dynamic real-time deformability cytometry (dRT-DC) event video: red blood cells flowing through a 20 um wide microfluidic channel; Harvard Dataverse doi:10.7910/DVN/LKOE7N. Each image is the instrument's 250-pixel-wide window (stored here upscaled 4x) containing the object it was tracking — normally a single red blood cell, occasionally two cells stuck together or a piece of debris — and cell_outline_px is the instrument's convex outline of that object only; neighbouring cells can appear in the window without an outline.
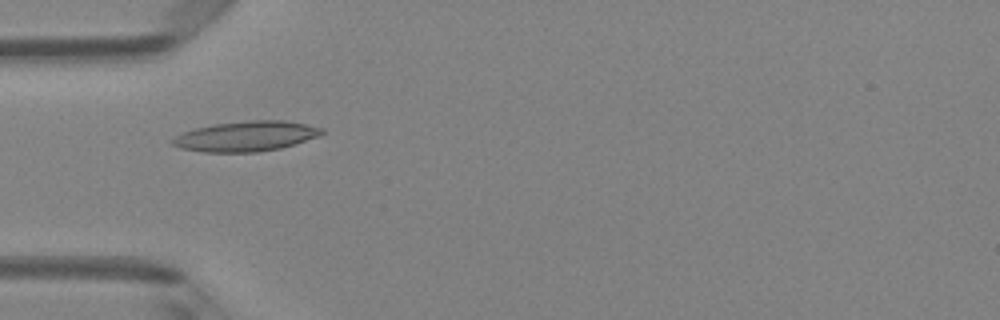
{"species": "Egyptian fruit bat (a non-hibernating species)", "species_latin": "Rousettus aegyptiacus", "temperature_condition": "room temperature", "stored_images_in_passage": 6, "camera_frame_rate_fps": 3000, "um_per_image_px": 0.085, "animal": {"sex": "female"}, "frame": {"image": 1, "passage_image": 3, "time_ms": 0.667, "image_size_px": [1000, 320], "cell_outline_px": [[324, 132], [320, 136], [296, 144], [280, 148], [260, 152], [204, 152], [180, 148], [172, 144], [172, 140], [176, 136], [184, 132], [196, 128], [212, 124], [252, 120], [284, 120], [324, 128]], "centroid_in_image_um": [20.95, 11.58], "position_along_channel_um": 64.0, "area_um2": 26.24}}
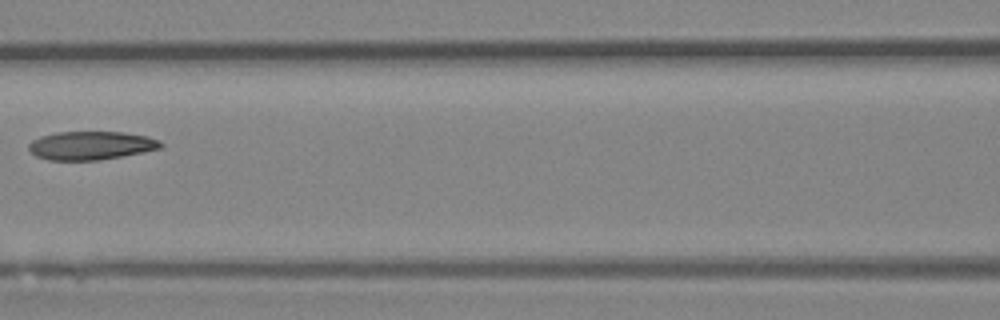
{"frame": {"image": 2, "passage_image": 5, "time_ms": 1.333, "image_size_px": [1000, 320], "cell_outline_px": [[164, 144], [160, 148], [144, 152], [100, 160], [48, 160], [36, 156], [28, 148], [28, 144], [32, 140], [40, 136], [56, 132], [124, 132], [148, 136], [160, 140]], "centroid_in_image_um": [7.74, 12.36], "position_along_channel_um": 158.9, "area_um2": 22.02}}
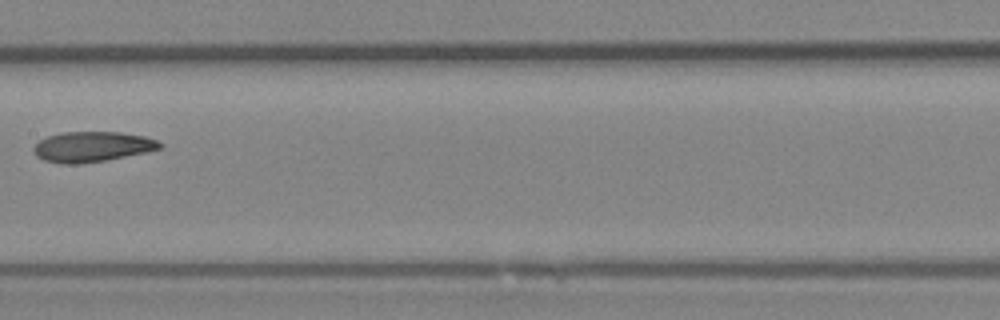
{"frame": {"image": 3, "passage_image": 6, "time_ms": 1.667, "image_size_px": [1000, 320], "cell_outline_px": [[164, 148], [148, 152], [104, 160], [76, 164], [60, 164], [44, 160], [36, 156], [32, 148], [40, 140], [48, 136], [64, 132], [120, 132], [144, 136], [156, 140], [164, 144]], "centroid_in_image_um": [7.86, 12.47], "position_along_channel_um": 199.5, "area_um2": 22.31}}